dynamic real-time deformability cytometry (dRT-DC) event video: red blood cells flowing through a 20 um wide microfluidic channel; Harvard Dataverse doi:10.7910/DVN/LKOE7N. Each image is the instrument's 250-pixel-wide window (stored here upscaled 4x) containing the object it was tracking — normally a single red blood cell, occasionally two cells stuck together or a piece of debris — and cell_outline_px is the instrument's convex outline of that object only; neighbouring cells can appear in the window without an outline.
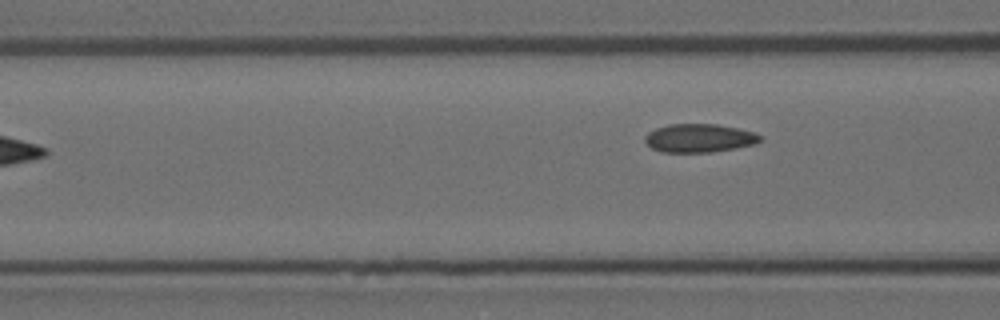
{"species": "Egyptian fruit bat (a non-hibernating species)", "species_latin": "Rousettus aegyptiacus", "temperature_condition": "room temperature", "stored_images_in_passage": 6, "camera_frame_rate_fps": 3000, "um_per_image_px": 0.085, "animal": {"sex": "female"}, "frame": {"image": 1, "passage_image": 6, "time_ms": 1.667, "image_size_px": [1000, 320], "cell_outline_px": [[760, 140], [752, 144], [736, 148], [712, 152], [660, 152], [652, 148], [644, 140], [644, 136], [648, 132], [656, 128], [668, 124], [716, 124], [756, 132], [760, 136]], "centroid_in_image_um": [59.39, 11.74], "position_along_channel_um": 107.2, "area_um2": 19.02}}